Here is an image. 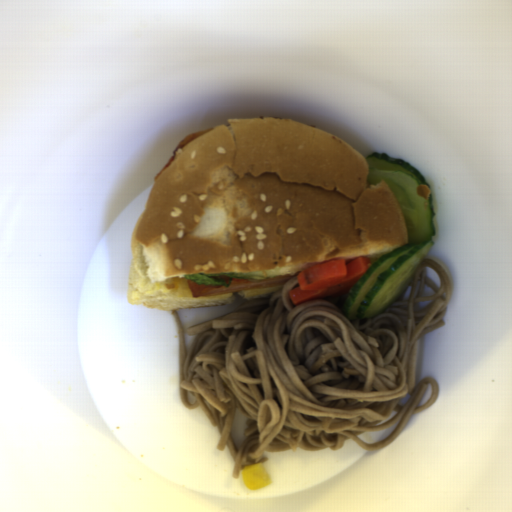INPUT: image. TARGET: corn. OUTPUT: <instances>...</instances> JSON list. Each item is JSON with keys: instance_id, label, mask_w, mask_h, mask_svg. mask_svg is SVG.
I'll use <instances>...</instances> for the list:
<instances>
[{"instance_id": "51d56268", "label": "corn", "mask_w": 512, "mask_h": 512, "mask_svg": "<svg viewBox=\"0 0 512 512\" xmlns=\"http://www.w3.org/2000/svg\"><path fill=\"white\" fill-rule=\"evenodd\" d=\"M241 479L244 487L250 491L268 487L272 482L270 473L260 462L246 466L241 471Z\"/></svg>"}]
</instances>
